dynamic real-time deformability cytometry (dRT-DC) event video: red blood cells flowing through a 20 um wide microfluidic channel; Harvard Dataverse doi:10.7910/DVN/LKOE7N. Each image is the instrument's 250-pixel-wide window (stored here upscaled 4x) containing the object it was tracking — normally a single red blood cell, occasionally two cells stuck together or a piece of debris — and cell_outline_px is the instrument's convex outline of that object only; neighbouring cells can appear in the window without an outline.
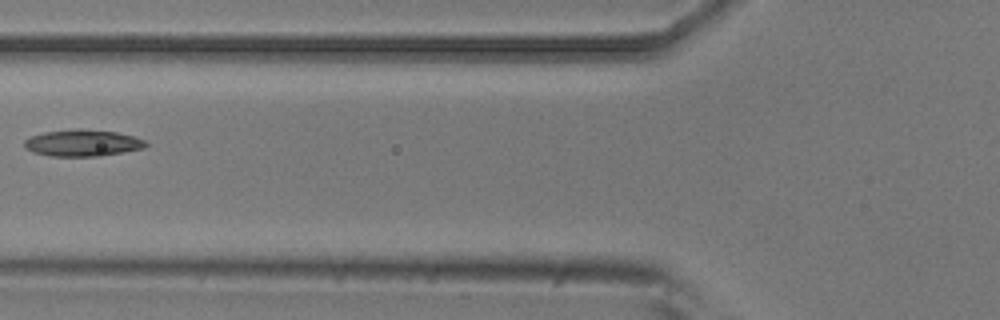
{"species": "common noctule bat (a hibernating species)", "species_latin": "Nyctalus noctula", "temperature_condition": "room temperature", "stored_images_in_passage": 6, "camera_frame_rate_fps": 3000, "um_per_image_px": 0.085, "animal": {"sex": "male", "body_mass_g": 20.5, "forearm_length_mm": 52.5}, "frame": {"image": 1, "passage_image": 5, "time_ms": 1.333, "image_size_px": [1000, 320], "cell_outline_px": [[148, 144], [144, 148], [124, 152], [100, 156], [48, 156], [32, 152], [24, 148], [24, 140], [32, 136], [44, 132], [72, 128], [80, 128], [116, 132], [136, 136], [144, 140]], "centroid_in_image_um": [7.01, 12.14], "position_along_channel_um": 118.8, "area_um2": 19.13}}
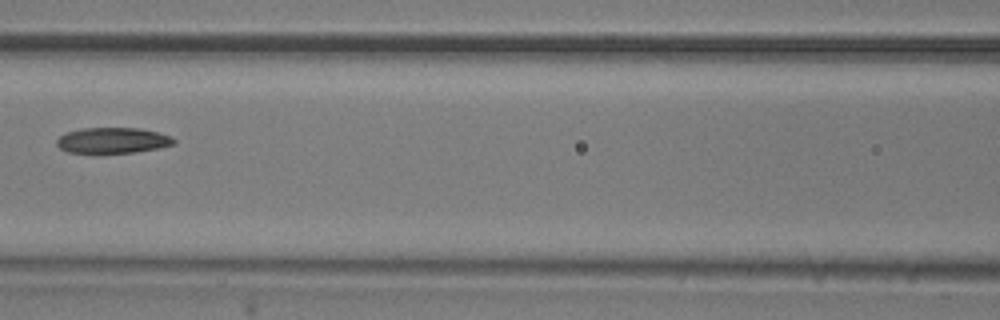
{"frame": {"image": 2, "passage_image": 6, "time_ms": 1.667, "image_size_px": [1000, 320], "cell_outline_px": [[176, 144], [136, 152], [68, 152], [60, 148], [56, 144], [56, 140], [60, 136], [68, 132], [84, 128], [140, 128], [172, 136], [176, 140]], "centroid_in_image_um": [9.61, 11.92], "position_along_channel_um": 157.0, "area_um2": 17.28}}